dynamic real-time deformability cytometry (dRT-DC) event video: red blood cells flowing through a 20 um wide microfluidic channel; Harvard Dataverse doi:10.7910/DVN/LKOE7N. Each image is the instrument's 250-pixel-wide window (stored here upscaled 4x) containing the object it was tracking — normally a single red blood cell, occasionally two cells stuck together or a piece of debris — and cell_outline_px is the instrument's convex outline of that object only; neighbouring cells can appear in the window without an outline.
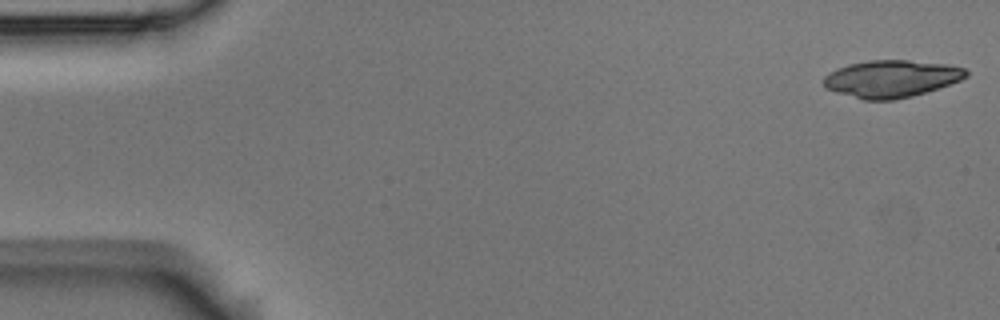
{"species": "Egyptian fruit bat (a non-hibernating species)", "species_latin": "Rousettus aegyptiacus", "temperature_condition": "room temperature", "stored_images_in_passage": 5, "camera_frame_rate_fps": 3000, "um_per_image_px": 0.085, "animal": {"sex": "male"}, "frame": {"image": 1, "passage_image": 1, "time_ms": 0.0, "image_size_px": [1000, 320], "cell_outline_px": [[968, 76], [960, 80], [912, 96], [892, 100], [864, 100], [836, 92], [824, 88], [824, 76], [828, 72], [836, 68], [848, 64], [868, 60], [908, 60], [944, 64], [964, 68], [968, 72]], "centroid_in_image_um": [75.71, 6.68], "position_along_channel_um": 9.3, "area_um2": 30.75}}
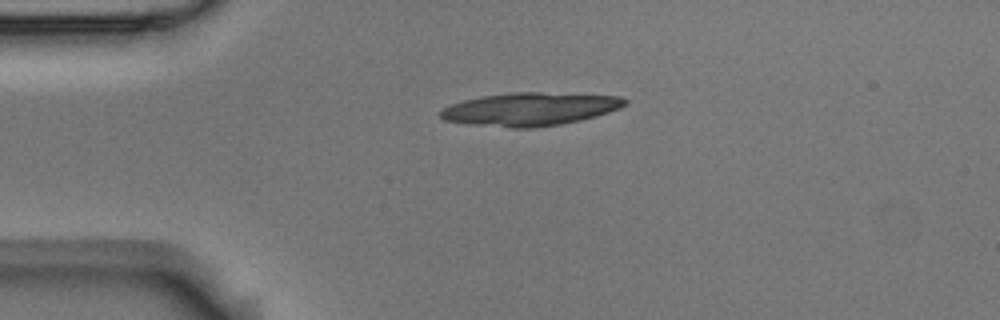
{"frame": {"image": 2, "passage_image": 4, "time_ms": 1.0, "image_size_px": [1000, 320], "cell_outline_px": [[628, 104], [620, 108], [596, 116], [580, 120], [560, 124], [532, 128], [508, 128], [472, 124], [444, 120], [440, 116], [440, 112], [444, 108], [452, 104], [464, 100], [480, 96], [512, 92], [540, 92], [620, 96], [628, 100]], "centroid_in_image_um": [45.08, 9.27], "position_along_channel_um": 39.9, "area_um2": 35.55}}